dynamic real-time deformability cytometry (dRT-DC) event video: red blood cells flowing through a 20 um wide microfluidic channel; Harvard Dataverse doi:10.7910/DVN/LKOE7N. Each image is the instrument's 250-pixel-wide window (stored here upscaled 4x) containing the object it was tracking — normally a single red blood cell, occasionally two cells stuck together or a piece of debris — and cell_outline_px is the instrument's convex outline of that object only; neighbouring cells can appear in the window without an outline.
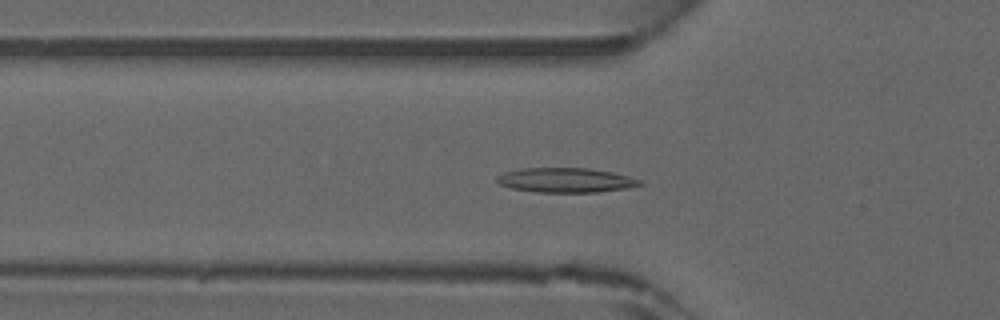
{"species": "common noctule bat (a hibernating species)", "species_latin": "Nyctalus noctula", "temperature_condition": "warm", "stored_images_in_passage": 45, "camera_frame_rate_fps": 3000, "um_per_image_px": 0.085, "animal": {"sex": "male", "forearm_length_mm": 52.5}, "frame": {"image": 1, "passage_image": 15, "time_ms": 4.667, "image_size_px": [1000, 320], "cell_outline_px": [[644, 184], [624, 188], [596, 192], [536, 192], [512, 188], [500, 184], [496, 180], [496, 176], [504, 172], [520, 168], [588, 168], [612, 172], [628, 176], [640, 180]], "centroid_in_image_um": [48.05, 15.3], "position_along_channel_um": 77.8, "area_um2": 20.35}}
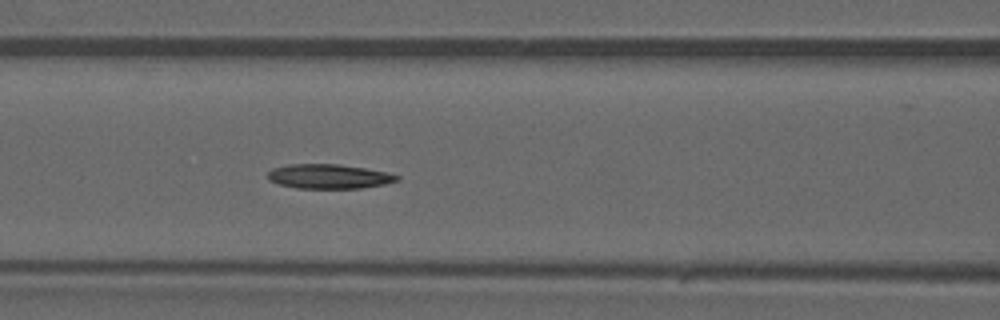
{"frame": {"image": 2, "passage_image": 19, "time_ms": 6.0, "image_size_px": [1000, 320], "cell_outline_px": [[400, 180], [384, 184], [360, 188], [296, 188], [280, 184], [268, 180], [268, 172], [272, 168], [288, 164], [340, 164], [388, 172], [400, 176]], "centroid_in_image_um": [27.96, 14.99], "position_along_channel_um": 138.6, "area_um2": 18.44}}
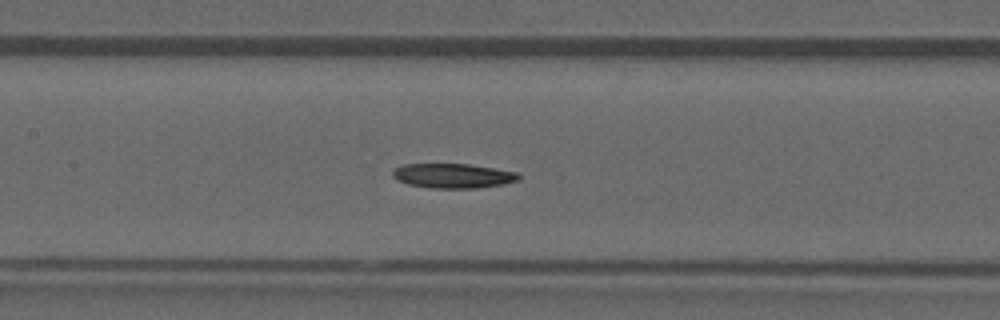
{"frame": {"image": 3, "passage_image": 21, "time_ms": 6.667, "image_size_px": [1000, 320], "cell_outline_px": [[520, 180], [504, 184], [476, 188], [428, 188], [408, 184], [396, 180], [392, 176], [392, 172], [396, 168], [404, 164], [468, 164], [520, 172]], "centroid_in_image_um": [38.53, 14.94], "position_along_channel_um": 168.9, "area_um2": 18.21}}